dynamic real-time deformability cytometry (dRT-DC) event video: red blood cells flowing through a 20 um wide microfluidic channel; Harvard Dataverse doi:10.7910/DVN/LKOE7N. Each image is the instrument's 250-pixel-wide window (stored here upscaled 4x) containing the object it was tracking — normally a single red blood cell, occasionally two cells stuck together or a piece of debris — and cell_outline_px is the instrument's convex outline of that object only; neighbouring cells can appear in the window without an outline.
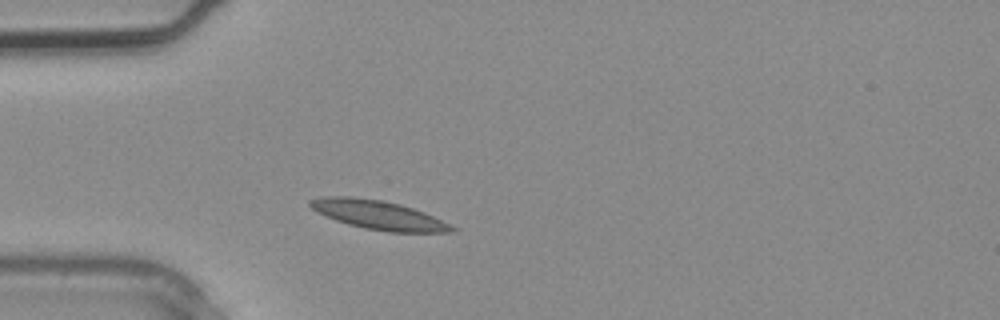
{"species": "common noctule bat (a hibernating species)", "species_latin": "Nyctalus noctula", "temperature_condition": "warm", "stored_images_in_passage": 2, "camera_frame_rate_fps": 3000, "um_per_image_px": 0.085, "animal": {"sex": "male", "body_mass_g": 20.4}, "frame": {"image": 1, "passage_image": 2, "time_ms": 0.333, "image_size_px": [1000, 320], "cell_outline_px": [[456, 228], [452, 232], [388, 232], [364, 228], [348, 224], [336, 220], [316, 212], [308, 204], [308, 200], [320, 196], [352, 196], [384, 200], [400, 204], [424, 212]], "centroid_in_image_um": [32.09, 18.25], "position_along_channel_um": 52.9, "area_um2": 23.87}}